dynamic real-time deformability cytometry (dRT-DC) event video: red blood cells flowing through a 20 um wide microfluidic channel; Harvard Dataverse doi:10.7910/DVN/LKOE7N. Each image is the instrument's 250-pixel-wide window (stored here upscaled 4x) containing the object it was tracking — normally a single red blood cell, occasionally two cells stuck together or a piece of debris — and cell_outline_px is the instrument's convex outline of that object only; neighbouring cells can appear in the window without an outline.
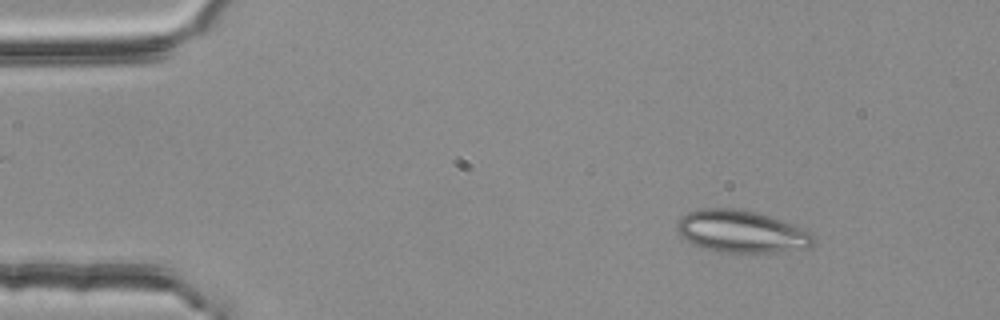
{"species": "common noctule bat (a hibernating species)", "species_latin": "Nyctalus noctula", "temperature_condition": "room temperature", "stored_images_in_passage": 52, "camera_frame_rate_fps": 3000, "um_per_image_px": 0.085, "animal": {"sex": "female", "body_mass_g": 25.1}, "frame": {"image": 1, "passage_image": 6, "time_ms": 1.667, "image_size_px": [1000, 320], "cell_outline_px": [[812, 244], [808, 248], [784, 252], [712, 252], [692, 244], [684, 240], [676, 228], [676, 224], [680, 216], [688, 212], [700, 208], [732, 208], [756, 212], [792, 224], [812, 232]], "centroid_in_image_um": [62.96, 19.69], "position_along_channel_um": 22.0, "area_um2": 33.81}}
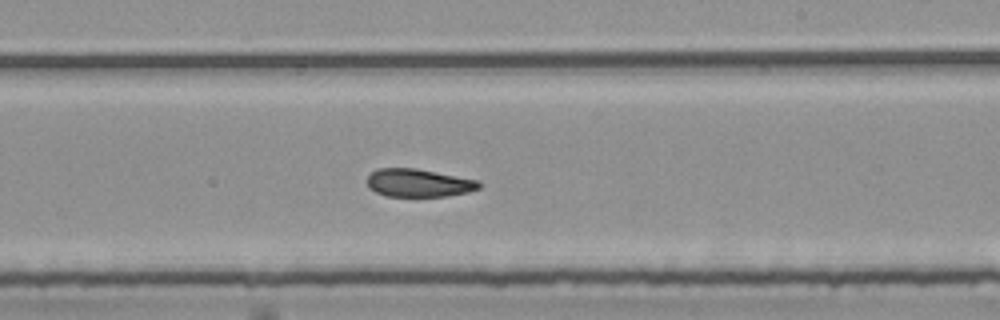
{"frame": {"image": 2, "passage_image": 31, "time_ms": 10.0, "image_size_px": [1000, 320], "cell_outline_px": [[480, 188], [468, 192], [444, 196], [384, 196], [368, 188], [368, 176], [376, 168], [416, 168], [476, 180], [480, 184]], "centroid_in_image_um": [35.53, 15.55], "position_along_channel_um": 253.5, "area_um2": 18.09}}
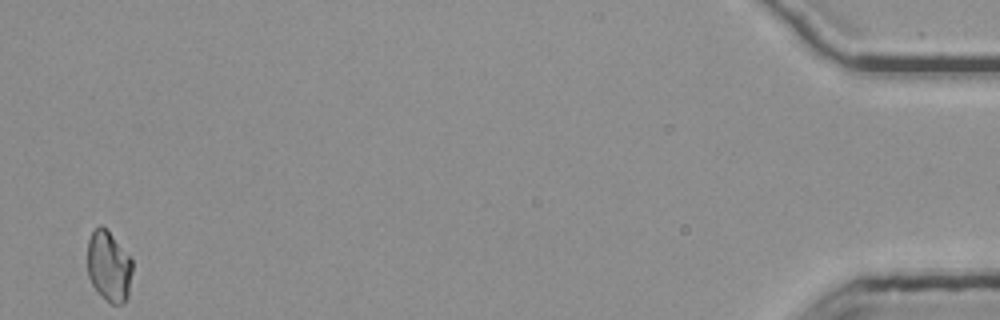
{"frame": {"image": 3, "passage_image": 52, "time_ms": 17.0, "image_size_px": [1000, 320], "cell_outline_px": [[132, 272], [128, 296], [124, 304], [112, 304], [92, 284], [88, 276], [88, 240], [92, 232], [100, 224], [112, 236], [132, 260]], "centroid_in_image_um": [9.26, 22.65], "position_along_channel_um": 425.9, "area_um2": 18.03}, "authors_computed_cell_mechanics": {"area_um2": 19.1607, "velocity_mm_per_s": 3.7765, "shape_relaxation_time_tau1_ms": null, "shape_relaxation_time_tau2_ms": 4.7566, "deformation_change_tau1": null, "deformation_change_tau2": 0.108}}